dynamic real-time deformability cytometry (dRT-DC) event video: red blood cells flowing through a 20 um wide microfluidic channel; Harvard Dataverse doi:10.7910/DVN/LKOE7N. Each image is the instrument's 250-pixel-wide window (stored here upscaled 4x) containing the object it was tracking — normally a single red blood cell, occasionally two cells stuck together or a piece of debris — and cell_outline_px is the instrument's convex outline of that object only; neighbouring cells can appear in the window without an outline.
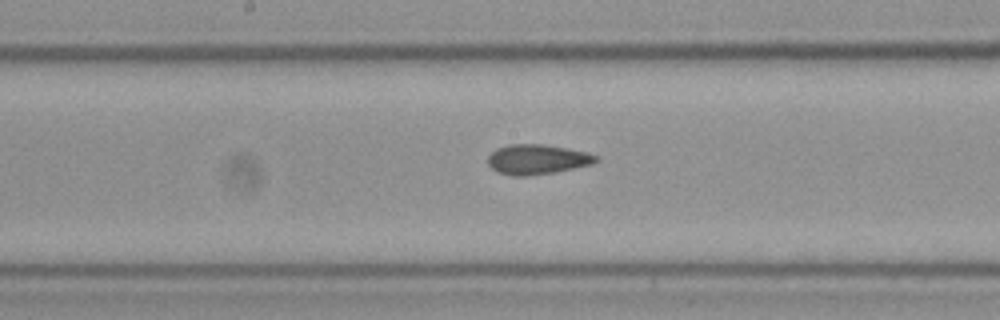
{"species": "Egyptian fruit bat (a non-hibernating species)", "species_latin": "Rousettus aegyptiacus", "temperature_condition": "cold", "stored_images_in_passage": 33, "segment_of_instrument_passage": [2, 2], "camera_frame_rate_fps": 3000, "um_per_image_px": 0.085, "frame": {"image": 1, "passage_image": 33, "time_ms": 10.667, "image_size_px": [1000, 320], "cell_outline_px": [[600, 160], [592, 164], [556, 172], [528, 176], [512, 176], [496, 172], [488, 164], [488, 156], [496, 148], [508, 144], [544, 144], [568, 148], [588, 152], [596, 156]], "centroid_in_image_um": [45.65, 13.55], "position_along_channel_um": 202.5, "area_um2": 19.07}}